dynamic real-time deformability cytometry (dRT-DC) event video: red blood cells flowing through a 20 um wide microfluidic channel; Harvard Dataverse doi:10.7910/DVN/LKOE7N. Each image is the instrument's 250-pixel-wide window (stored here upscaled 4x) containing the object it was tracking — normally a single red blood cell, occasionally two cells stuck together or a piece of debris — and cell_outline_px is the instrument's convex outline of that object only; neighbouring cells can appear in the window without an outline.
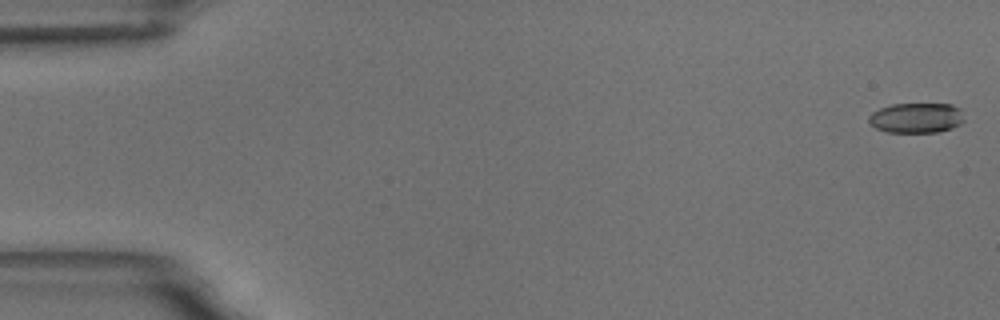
{"species": "common noctule bat (a hibernating species)", "species_latin": "Nyctalus noctula", "temperature_condition": "room temperature", "stored_images_in_passage": 58, "camera_frame_rate_fps": 3000, "um_per_image_px": 0.085, "animal": {"sex": "male", "body_mass_g": 18.8}, "frame": {"image": 1, "passage_image": 1, "time_ms": 0.0, "image_size_px": [1000, 320], "cell_outline_px": [[964, 120], [960, 124], [952, 128], [940, 132], [888, 132], [876, 128], [868, 120], [868, 116], [872, 112], [880, 108], [892, 104], [952, 104], [960, 108]], "centroid_in_image_um": [77.9, 10.02], "position_along_channel_um": 7.1, "area_um2": 16.76}}
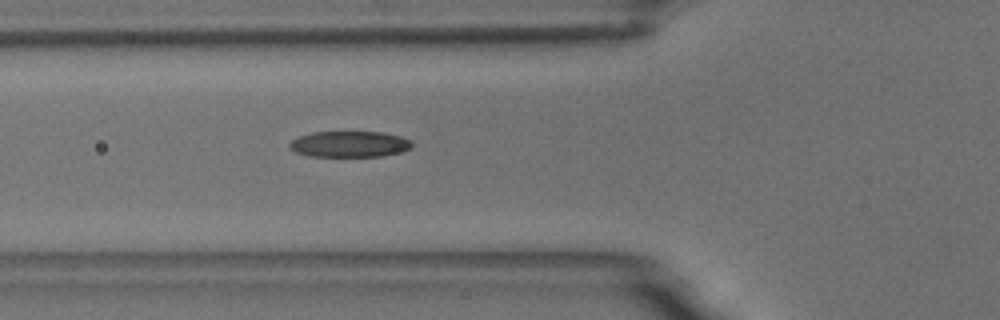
{"frame": {"image": 2, "passage_image": 21, "time_ms": 6.667, "image_size_px": [1000, 320], "cell_outline_px": [[412, 148], [400, 152], [380, 156], [312, 156], [296, 152], [288, 144], [292, 140], [300, 136], [312, 132], [384, 132], [400, 136], [412, 140]], "centroid_in_image_um": [29.75, 12.24], "position_along_channel_um": 96.0, "area_um2": 18.44}}
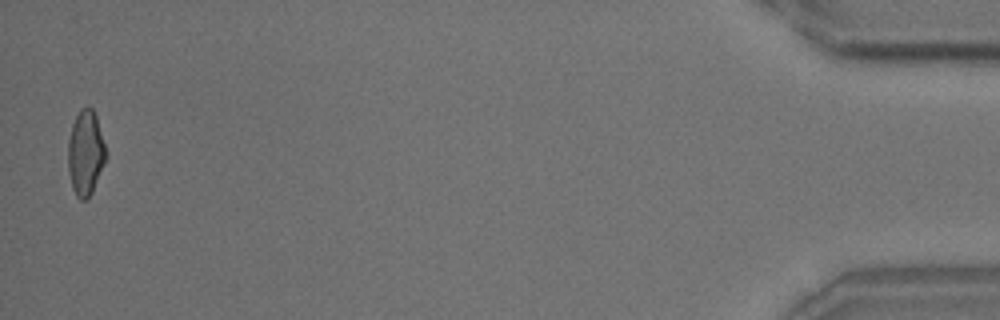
{"frame": {"image": 3, "passage_image": 57, "time_ms": 18.667, "image_size_px": [1000, 320], "cell_outline_px": [[108, 156], [92, 192], [88, 200], [80, 200], [76, 196], [72, 188], [68, 168], [68, 140], [72, 124], [80, 108], [88, 104], [92, 108], [96, 116]], "centroid_in_image_um": [7.27, 13.0], "position_along_channel_um": 427.9, "area_um2": 19.02}, "authors_computed_cell_mechanics": {"area_um2": 18.785, "velocity_mm_per_s": 3.5174, "shape_relaxation_time_tau1_ms": 6.4043, "shape_relaxation_time_tau2_ms": 2.1878, "deformation_change_tau1": 0.1863, "deformation_change_tau2": 0.0868}}